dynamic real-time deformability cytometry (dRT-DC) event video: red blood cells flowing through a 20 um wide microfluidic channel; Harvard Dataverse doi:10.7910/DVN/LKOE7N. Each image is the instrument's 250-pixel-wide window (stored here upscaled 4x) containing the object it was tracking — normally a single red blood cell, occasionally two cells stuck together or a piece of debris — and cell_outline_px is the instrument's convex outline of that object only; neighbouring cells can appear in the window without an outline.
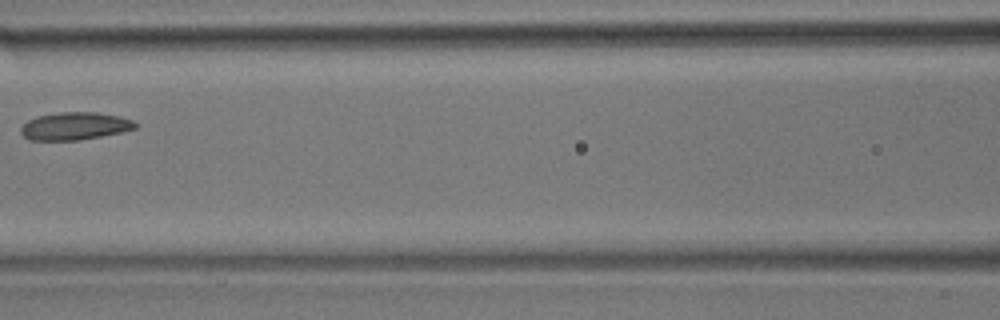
{"species": "common noctule bat (a hibernating species)", "species_latin": "Nyctalus noctula", "temperature_condition": "room temperature", "stored_images_in_passage": 3, "camera_frame_rate_fps": 3000, "um_per_image_px": 0.085, "animal": {"sex": "male", "body_mass_g": 17.9}, "frame": {"image": 1, "passage_image": 3, "time_ms": 0.667, "image_size_px": [1000, 320], "cell_outline_px": [[136, 128], [120, 132], [100, 136], [76, 140], [28, 140], [20, 132], [20, 128], [28, 120], [36, 116], [60, 112], [96, 112], [120, 116], [132, 120], [136, 124]], "centroid_in_image_um": [6.32, 10.71], "position_along_channel_um": 160.3, "area_um2": 18.32}}